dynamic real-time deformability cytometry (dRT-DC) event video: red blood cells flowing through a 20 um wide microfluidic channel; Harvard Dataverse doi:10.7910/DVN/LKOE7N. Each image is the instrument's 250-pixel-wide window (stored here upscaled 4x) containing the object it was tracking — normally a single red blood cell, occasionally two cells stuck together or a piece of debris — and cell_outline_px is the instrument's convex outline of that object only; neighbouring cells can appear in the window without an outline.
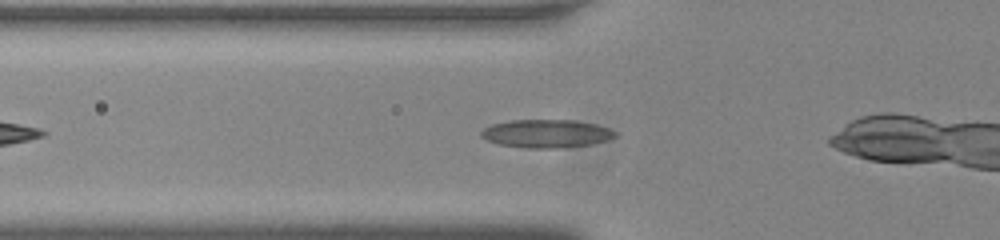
{"species": "common noctule bat (a hibernating species)", "species_latin": "Nyctalus noctula", "temperature_condition": "room temperature", "stored_images_in_passage": 33, "camera_frame_rate_fps": 3000, "um_per_image_px": 0.085, "animal": {"sex": "male", "body_mass_g": 20.0, "forearm_length_mm": 53.3}, "frame": {"image": 1, "passage_image": 4, "time_ms": 1.0, "image_size_px": [1000, 240], "cell_outline_px": [[616, 136], [608, 140], [592, 144], [556, 148], [524, 148], [500, 144], [488, 140], [480, 136], [480, 132], [484, 128], [492, 124], [508, 120], [576, 120], [596, 124], [608, 128], [616, 132]], "centroid_in_image_um": [46.44, 11.35], "position_along_channel_um": 79.4, "area_um2": 22.02}}
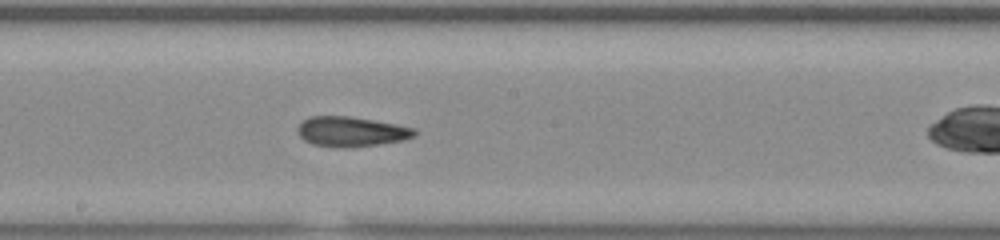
{"frame": {"image": 2, "passage_image": 15, "time_ms": 4.667, "image_size_px": [1000, 240], "cell_outline_px": [[416, 136], [404, 140], [380, 144], [312, 144], [304, 140], [300, 136], [296, 128], [308, 116], [348, 116], [396, 124], [416, 128]], "centroid_in_image_um": [29.89, 11.13], "position_along_channel_um": 218.3, "area_um2": 19.42}}
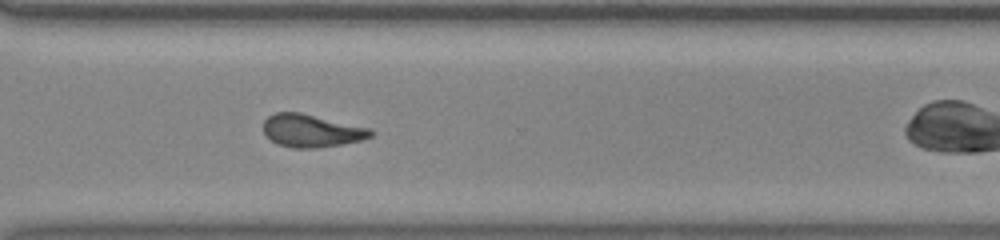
{"frame": {"image": 3, "passage_image": 25, "time_ms": 8.0, "image_size_px": [1000, 240], "cell_outline_px": [[376, 132], [372, 136], [364, 140], [316, 148], [296, 148], [280, 144], [272, 140], [264, 132], [264, 120], [268, 116], [276, 112], [300, 112], [372, 128]], "centroid_in_image_um": [26.54, 11.1], "position_along_channel_um": 344.1, "area_um2": 20.52}}